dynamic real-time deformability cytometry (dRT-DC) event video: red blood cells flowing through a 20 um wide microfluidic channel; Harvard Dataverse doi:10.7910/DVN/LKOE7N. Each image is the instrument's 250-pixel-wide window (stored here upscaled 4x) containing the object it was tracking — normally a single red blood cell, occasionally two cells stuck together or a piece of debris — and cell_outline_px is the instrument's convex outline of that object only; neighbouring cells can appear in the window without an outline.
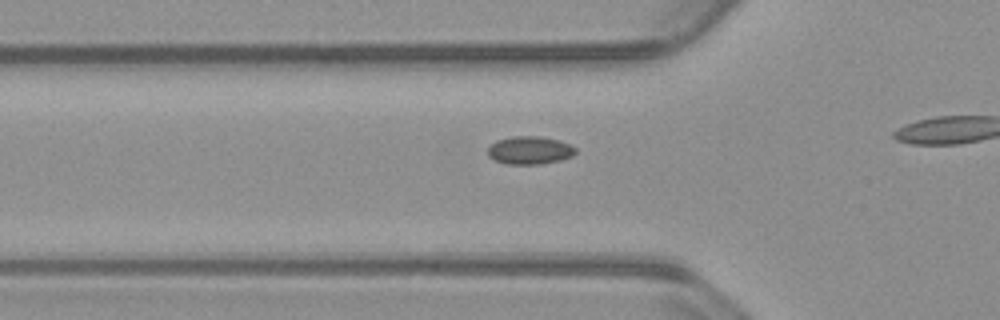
{"species": "common noctule bat (a hibernating species)", "species_latin": "Nyctalus noctula", "temperature_condition": "warm", "stored_images_in_passage": 17, "camera_frame_rate_fps": 3000, "um_per_image_px": 0.085, "animal": {"sex": "male", "body_mass_g": 23.1, "forearm_length_mm": 52.7}, "frame": {"image": 1, "passage_image": 12, "time_ms": 3.667, "image_size_px": [1000, 320], "cell_outline_px": [[576, 152], [572, 156], [560, 160], [540, 164], [504, 164], [488, 156], [488, 148], [496, 140], [512, 136], [540, 136], [560, 140], [572, 144], [576, 148]], "centroid_in_image_um": [45.05, 12.76], "position_along_channel_um": 80.8, "area_um2": 14.45}}
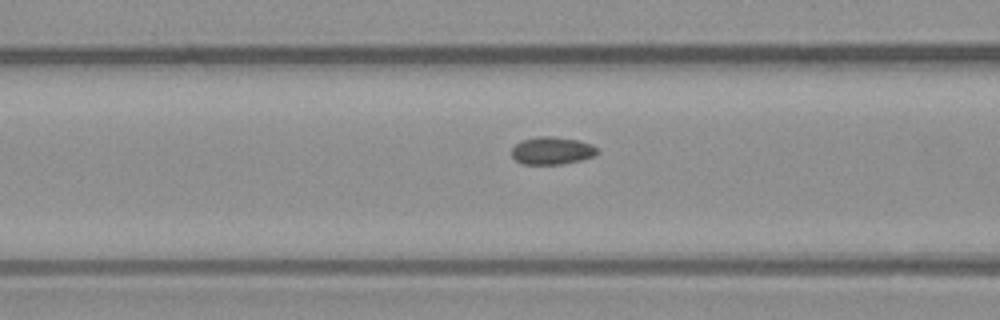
{"frame": {"image": 2, "passage_image": 15, "time_ms": 4.667, "image_size_px": [1000, 320], "cell_outline_px": [[600, 152], [592, 156], [580, 160], [560, 164], [520, 164], [512, 156], [512, 148], [520, 140], [536, 136], [552, 136], [580, 140], [592, 144], [600, 148]], "centroid_in_image_um": [46.93, 12.79], "position_along_channel_um": 119.7, "area_um2": 13.99}}